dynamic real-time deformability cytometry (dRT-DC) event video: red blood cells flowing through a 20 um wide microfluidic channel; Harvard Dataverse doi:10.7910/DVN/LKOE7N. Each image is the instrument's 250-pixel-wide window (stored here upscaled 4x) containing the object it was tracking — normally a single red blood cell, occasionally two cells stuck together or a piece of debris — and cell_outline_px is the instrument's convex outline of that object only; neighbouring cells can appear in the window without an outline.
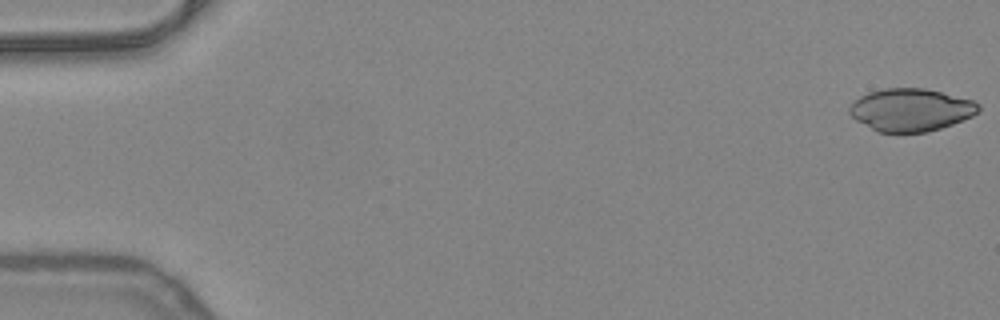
{"species": "common noctule bat (a hibernating species)", "species_latin": "Nyctalus noctula", "temperature_condition": "warm", "stored_images_in_passage": 51, "camera_frame_rate_fps": 3000, "um_per_image_px": 0.085, "animal": {"sex": "female", "body_mass_g": 24.6, "forearm_length_mm": 56.2}, "frame": {"image": 1, "passage_image": 1, "time_ms": 0.0, "image_size_px": [1000, 320], "cell_outline_px": [[980, 108], [972, 116], [952, 124], [928, 132], [876, 132], [856, 120], [848, 112], [848, 108], [852, 100], [868, 92], [884, 88], [924, 88], [972, 100], [980, 104]], "centroid_in_image_um": [77.36, 9.33], "position_along_channel_um": 7.6, "area_um2": 32.08}}